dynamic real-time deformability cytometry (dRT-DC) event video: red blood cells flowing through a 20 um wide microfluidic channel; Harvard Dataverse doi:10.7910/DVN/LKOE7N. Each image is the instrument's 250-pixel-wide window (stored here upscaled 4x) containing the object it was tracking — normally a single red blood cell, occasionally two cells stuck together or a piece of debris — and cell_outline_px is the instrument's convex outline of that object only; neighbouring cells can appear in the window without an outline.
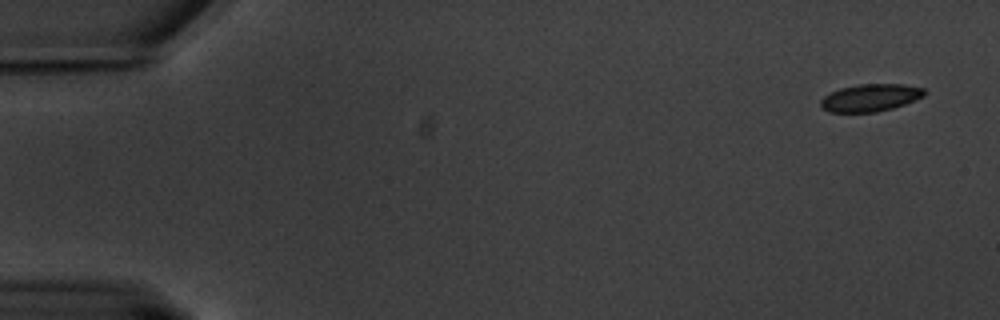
{"species": "common noctule bat (a hibernating species)", "species_latin": "Nyctalus noctula", "temperature_condition": "warm", "stored_images_in_passage": 18, "camera_frame_rate_fps": 3000, "um_per_image_px": 0.085, "animal": {"sex": "male", "body_mass_g": 20.1, "forearm_length_mm": 53.5}, "frame": {"image": 1, "passage_image": 3, "time_ms": 0.667, "image_size_px": [1000, 320], "cell_outline_px": [[928, 92], [924, 96], [904, 104], [892, 108], [876, 112], [828, 112], [820, 108], [820, 100], [824, 96], [840, 88], [856, 84], [904, 84], [924, 88]], "centroid_in_image_um": [73.97, 8.3], "position_along_channel_um": 11.0, "area_um2": 16.7}}